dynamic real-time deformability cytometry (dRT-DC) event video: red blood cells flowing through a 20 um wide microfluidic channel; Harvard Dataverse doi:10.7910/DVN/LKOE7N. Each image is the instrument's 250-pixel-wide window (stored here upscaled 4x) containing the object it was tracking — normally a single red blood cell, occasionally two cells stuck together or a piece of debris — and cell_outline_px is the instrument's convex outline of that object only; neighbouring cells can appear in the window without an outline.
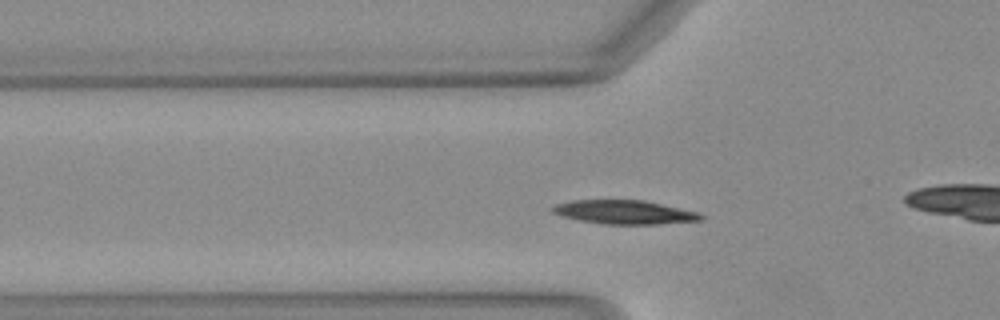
{"species": "Egyptian fruit bat (a non-hibernating species)", "species_latin": "Rousettus aegyptiacus", "temperature_condition": "warm", "stored_images_in_passage": 47, "camera_frame_rate_fps": 3000, "um_per_image_px": 0.085, "animal": {"sex": "female"}, "frame": {"image": 1, "passage_image": 13, "time_ms": 4.0, "image_size_px": [1000, 320], "cell_outline_px": [[704, 220], [656, 224], [600, 224], [560, 216], [552, 212], [552, 208], [556, 204], [572, 200], [644, 200], [700, 212], [704, 216]], "centroid_in_image_um": [53.1, 18.03], "position_along_channel_um": 72.7, "area_um2": 20.69}}
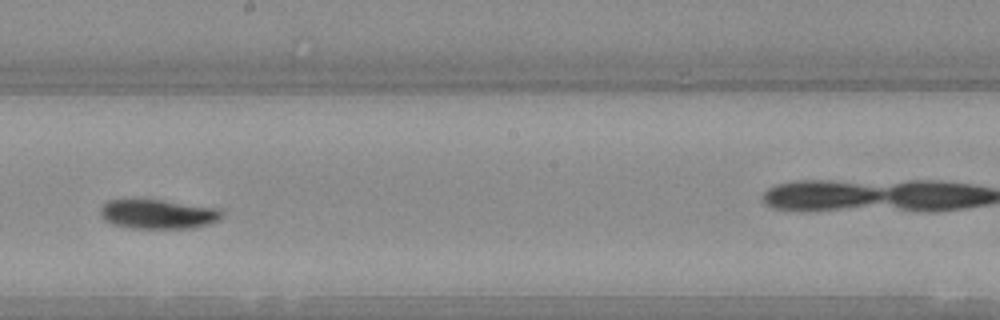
{"frame": {"image": 2, "passage_image": 25, "time_ms": 8.0, "image_size_px": [1000, 320], "cell_outline_px": [[220, 216], [216, 220], [208, 224], [192, 228], [132, 228], [112, 224], [104, 220], [100, 216], [100, 208], [108, 200], [128, 196], [160, 200], [216, 208], [220, 212]], "centroid_in_image_um": [13.27, 18.16], "position_along_channel_um": 234.9, "area_um2": 21.1}}
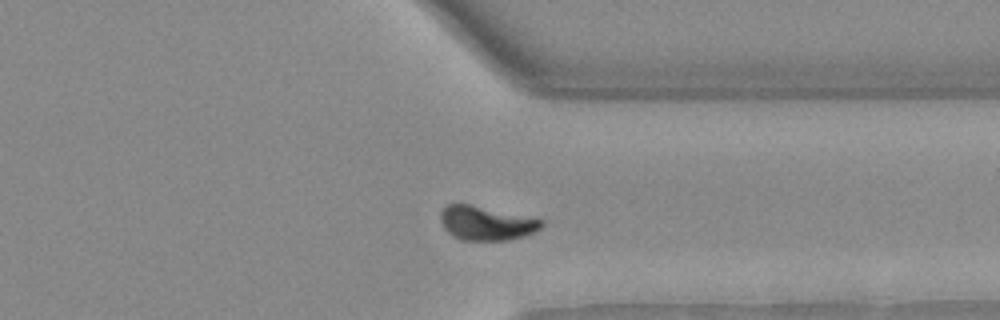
{"frame": {"image": 3, "passage_image": 35, "time_ms": 11.333, "image_size_px": [1000, 320], "cell_outline_px": [[544, 224], [540, 228], [524, 236], [508, 240], [460, 240], [452, 236], [444, 228], [440, 220], [440, 212], [448, 204], [468, 204], [540, 220]], "centroid_in_image_um": [41.25, 18.99], "position_along_channel_um": 370.2, "area_um2": 19.54}, "authors_computed_cell_mechanics": {"area_um2": 19.9988, "velocity_mm_per_s": 4.0526, "shape_relaxation_time_tau1_ms": 2.9176, "shape_relaxation_time_tau2_ms": null, "deformation_change_tau1": 0.1298, "deformation_change_tau2": null}}